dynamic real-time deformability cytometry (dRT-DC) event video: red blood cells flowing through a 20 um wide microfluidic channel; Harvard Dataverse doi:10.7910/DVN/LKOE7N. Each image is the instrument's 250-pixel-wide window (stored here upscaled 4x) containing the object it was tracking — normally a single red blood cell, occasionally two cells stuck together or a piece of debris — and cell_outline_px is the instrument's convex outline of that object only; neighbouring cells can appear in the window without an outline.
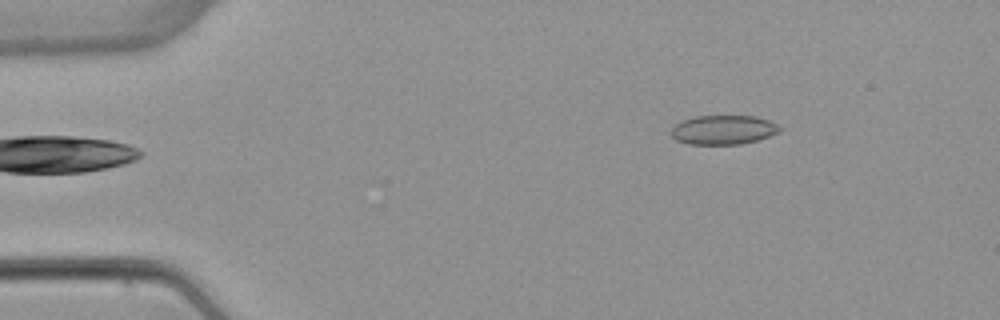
{"species": "common noctule bat (a hibernating species)", "species_latin": "Nyctalus noctula", "temperature_condition": "warm", "stored_images_in_passage": 4, "camera_frame_rate_fps": 3000, "um_per_image_px": 0.085, "animal": {"sex": "female", "body_mass_g": 22.7, "forearm_length_mm": 54.2}, "frame": {"image": 1, "passage_image": 4, "time_ms": 4.667, "image_size_px": [1000, 320], "cell_outline_px": [[784, 128], [780, 132], [756, 140], [740, 144], [688, 144], [676, 140], [668, 132], [676, 124], [684, 120], [696, 116], [756, 116], [768, 120]], "centroid_in_image_um": [61.48, 11.03], "position_along_channel_um": 23.5, "area_um2": 18.5}}